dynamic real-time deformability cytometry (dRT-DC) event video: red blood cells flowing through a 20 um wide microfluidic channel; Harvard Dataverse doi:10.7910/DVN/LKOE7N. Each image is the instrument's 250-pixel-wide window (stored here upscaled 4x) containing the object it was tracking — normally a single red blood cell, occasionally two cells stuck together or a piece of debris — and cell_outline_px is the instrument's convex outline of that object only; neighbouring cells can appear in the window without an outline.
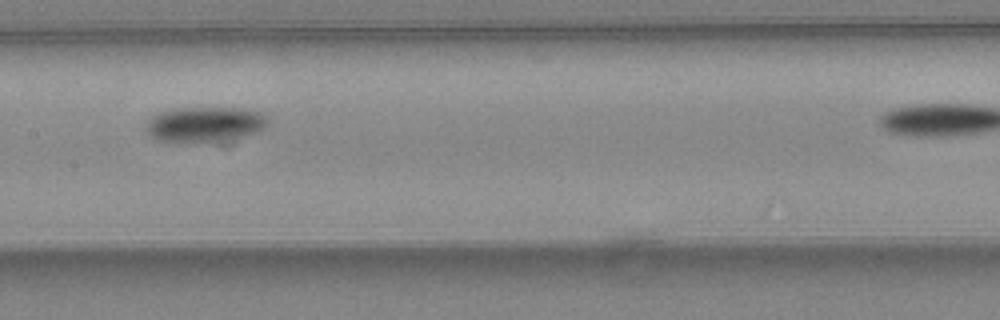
{"species": "common noctule bat (a hibernating species)", "species_latin": "Nyctalus noctula", "temperature_condition": "warm", "stored_images_in_passage": 6, "camera_frame_rate_fps": 3000, "um_per_image_px": 0.085, "animal": {"sex": "female", "body_mass_g": 24.6, "forearm_length_mm": 56.2}, "frame": {"image": 1, "passage_image": 5, "time_ms": 1.333, "image_size_px": [1000, 320], "cell_outline_px": [[268, 120], [264, 128], [256, 132], [216, 140], [184, 144], [156, 140], [144, 128], [148, 120], [152, 116], [160, 112], [176, 108], [244, 108], [260, 112]], "centroid_in_image_um": [17.32, 10.56], "position_along_channel_um": 190.1, "area_um2": 24.8}}